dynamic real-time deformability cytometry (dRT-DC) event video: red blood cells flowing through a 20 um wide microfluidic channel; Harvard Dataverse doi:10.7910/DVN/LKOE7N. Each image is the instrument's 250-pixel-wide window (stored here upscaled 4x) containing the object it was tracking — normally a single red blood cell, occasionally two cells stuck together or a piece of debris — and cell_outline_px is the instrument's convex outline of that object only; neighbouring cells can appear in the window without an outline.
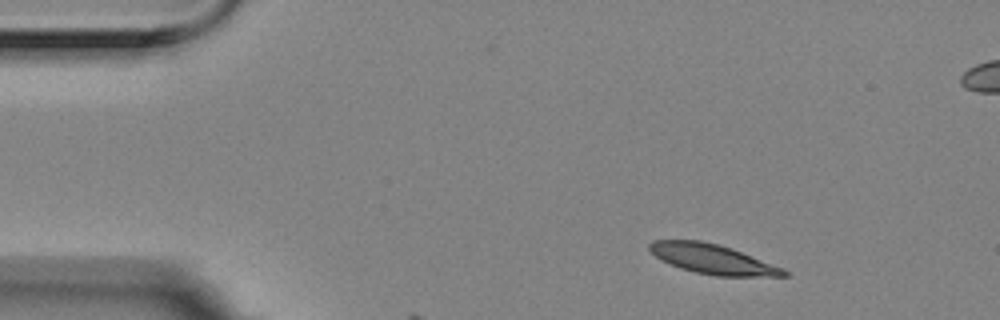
{"species": "Egyptian fruit bat (a non-hibernating species)", "species_latin": "Rousettus aegyptiacus", "temperature_condition": "room temperature", "stored_images_in_passage": 8, "camera_frame_rate_fps": 3000, "um_per_image_px": 0.085, "animal": {"sex": "female"}, "frame": {"image": 1, "passage_image": 1, "time_ms": 0.0, "image_size_px": [1000, 320], "cell_outline_px": [[788, 276], [716, 276], [696, 272], [680, 268], [660, 260], [648, 248], [648, 244], [652, 240], [700, 240], [720, 244], [732, 248], [784, 268], [788, 272]], "centroid_in_image_um": [60.57, 22.01], "position_along_channel_um": 24.4, "area_um2": 23.29}}
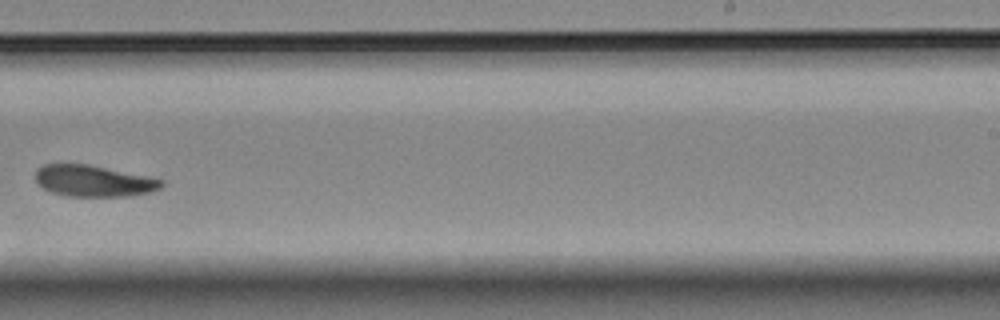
{"frame": {"image": 2, "passage_image": 8, "time_ms": 2.333, "image_size_px": [1000, 320], "cell_outline_px": [[164, 184], [160, 188], [148, 192], [132, 196], [68, 196], [52, 192], [44, 188], [36, 180], [36, 168], [44, 164], [88, 164], [148, 176], [164, 180]], "centroid_in_image_um": [7.97, 15.37], "position_along_channel_um": 281.0, "area_um2": 22.95}}